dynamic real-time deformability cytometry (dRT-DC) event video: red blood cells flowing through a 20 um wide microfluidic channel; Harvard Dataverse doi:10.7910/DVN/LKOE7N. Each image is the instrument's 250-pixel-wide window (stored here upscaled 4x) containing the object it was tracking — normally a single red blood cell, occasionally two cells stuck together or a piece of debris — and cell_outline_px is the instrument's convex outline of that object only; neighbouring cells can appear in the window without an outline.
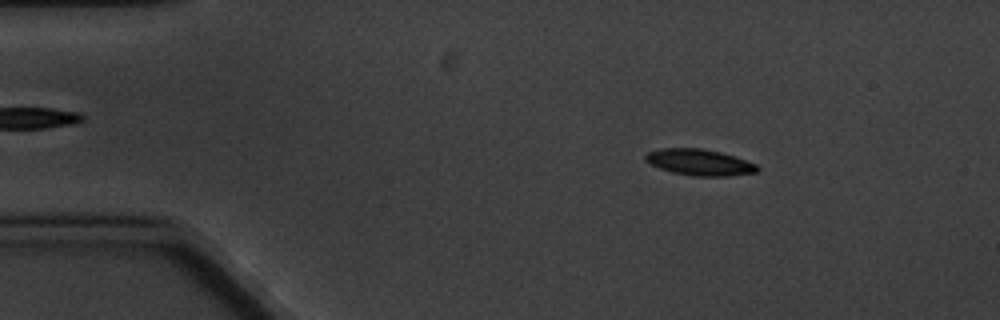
{"species": "common noctule bat (a hibernating species)", "species_latin": "Nyctalus noctula", "temperature_condition": "cold", "stored_images_in_passage": 10, "camera_frame_rate_fps": 3000, "um_per_image_px": 0.085, "animal": {"sex": "male", "body_mass_g": 20.1, "forearm_length_mm": 53.5}, "frame": {"image": 1, "passage_image": 1, "time_ms": 0.0, "image_size_px": [1000, 320], "cell_outline_px": [[760, 168], [756, 172], [728, 176], [692, 176], [672, 172], [660, 168], [644, 160], [644, 156], [648, 152], [664, 148], [700, 148], [720, 152], [736, 156], [756, 164]], "centroid_in_image_um": [59.47, 13.79], "position_along_channel_um": 25.5, "area_um2": 17.05}}
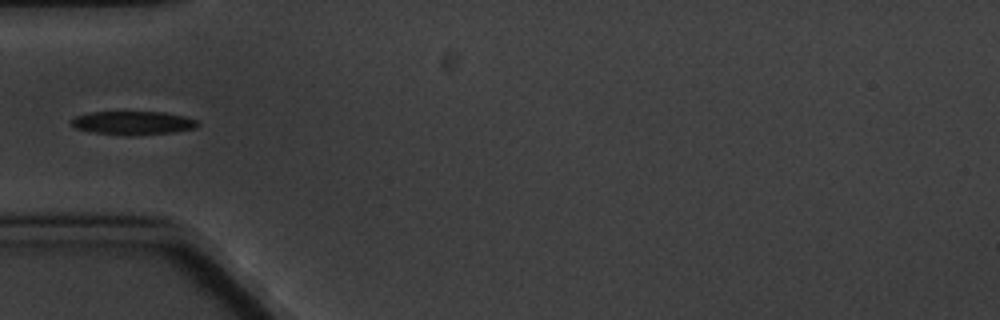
{"frame": {"image": 2, "passage_image": 4, "time_ms": 3.333, "image_size_px": [1000, 320], "cell_outline_px": [[200, 124], [196, 128], [172, 132], [128, 136], [96, 132], [76, 128], [68, 120], [76, 116], [88, 112], [124, 108], [164, 112], [184, 116], [196, 120]], "centroid_in_image_um": [11.26, 10.38], "position_along_channel_um": 73.7, "area_um2": 18.38}}